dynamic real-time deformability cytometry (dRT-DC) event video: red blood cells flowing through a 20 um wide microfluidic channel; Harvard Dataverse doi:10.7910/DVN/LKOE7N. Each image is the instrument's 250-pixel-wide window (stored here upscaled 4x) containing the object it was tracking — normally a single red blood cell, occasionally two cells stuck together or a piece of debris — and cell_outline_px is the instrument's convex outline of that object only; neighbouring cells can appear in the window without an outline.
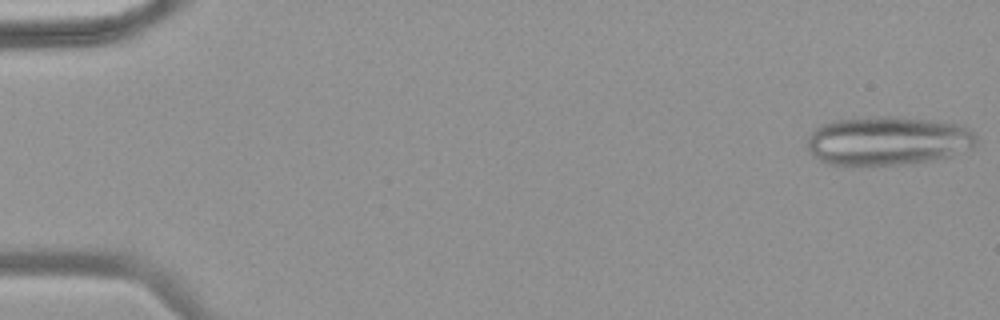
{"species": "common noctule bat (a hibernating species)", "species_latin": "Nyctalus noctula", "temperature_condition": "warm", "stored_images_in_passage": 18, "camera_frame_rate_fps": 3000, "um_per_image_px": 0.085, "animal": {"sex": "female", "body_mass_g": 18.4}, "frame": {"image": 1, "passage_image": 1, "time_ms": 0.0, "image_size_px": [1000, 320], "cell_outline_px": [[976, 144], [972, 148], [952, 156], [936, 160], [908, 164], [824, 164], [812, 156], [808, 152], [808, 136], [820, 124], [836, 120], [856, 116], [892, 116], [932, 120], [960, 124], [976, 132]], "centroid_in_image_um": [75.47, 11.95], "position_along_channel_um": 9.5, "area_um2": 48.9}}